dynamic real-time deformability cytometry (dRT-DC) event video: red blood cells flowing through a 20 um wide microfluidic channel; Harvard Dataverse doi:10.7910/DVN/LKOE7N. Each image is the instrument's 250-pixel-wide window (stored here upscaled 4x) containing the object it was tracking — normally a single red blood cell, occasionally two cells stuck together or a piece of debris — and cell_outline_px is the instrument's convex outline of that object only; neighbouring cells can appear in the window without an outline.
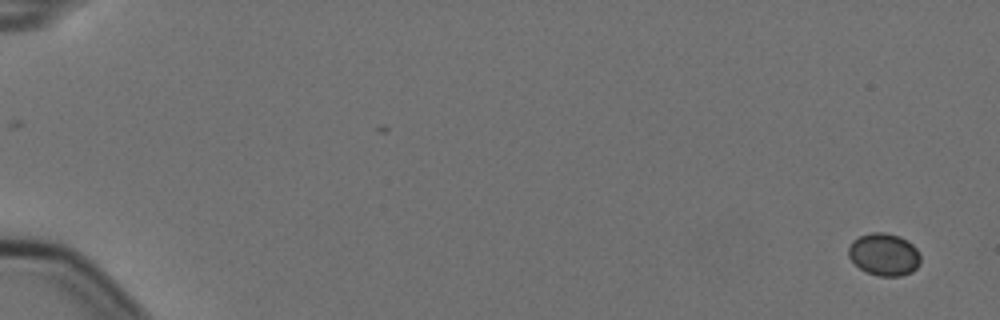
{"species": "Egyptian fruit bat (a non-hibernating species)", "species_latin": "Rousettus aegyptiacus", "temperature_condition": "cold", "stored_images_in_passage": 7, "camera_frame_rate_fps": 3000, "um_per_image_px": 0.085, "animal": {"sex": "female"}, "frame": {"image": 1, "passage_image": 1, "time_ms": 0.0, "image_size_px": [1000, 320], "cell_outline_px": [[920, 264], [912, 272], [900, 276], [880, 276], [868, 272], [860, 268], [848, 256], [848, 248], [852, 240], [860, 236], [872, 232], [884, 232], [900, 236], [908, 240], [916, 248], [920, 256]], "centroid_in_image_um": [75.16, 21.61], "position_along_channel_um": 9.8, "area_um2": 17.8}}
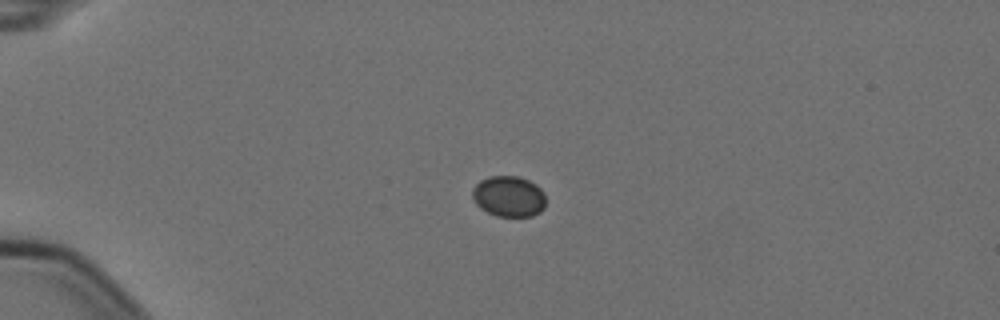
{"frame": {"image": 2, "passage_image": 5, "time_ms": 1.333, "image_size_px": [1000, 320], "cell_outline_px": [[544, 208], [540, 212], [532, 216], [496, 216], [480, 208], [472, 200], [472, 188], [480, 180], [488, 176], [516, 176], [528, 180], [536, 184], [544, 192]], "centroid_in_image_um": [43.22, 16.69], "position_along_channel_um": 41.8, "area_um2": 17.57}}
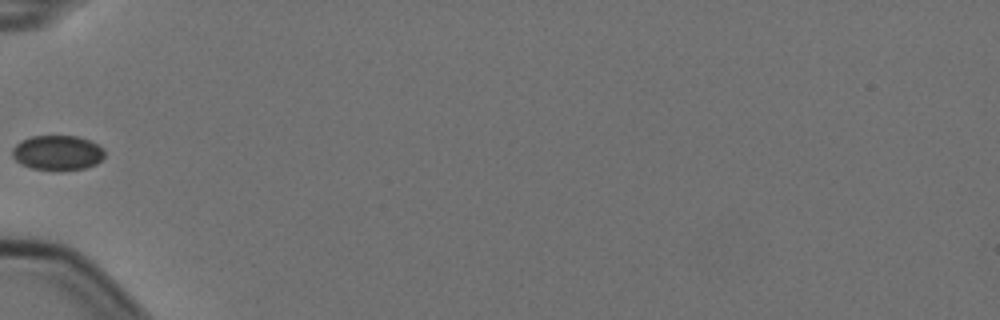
{"frame": {"image": 3, "passage_image": 7, "time_ms": 2.0, "image_size_px": [1000, 320], "cell_outline_px": [[104, 156], [96, 164], [84, 168], [56, 172], [32, 168], [20, 164], [12, 156], [12, 148], [20, 140], [32, 136], [76, 136], [88, 140], [104, 148]], "centroid_in_image_um": [4.86, 13.0], "position_along_channel_um": 80.1, "area_um2": 19.02}}